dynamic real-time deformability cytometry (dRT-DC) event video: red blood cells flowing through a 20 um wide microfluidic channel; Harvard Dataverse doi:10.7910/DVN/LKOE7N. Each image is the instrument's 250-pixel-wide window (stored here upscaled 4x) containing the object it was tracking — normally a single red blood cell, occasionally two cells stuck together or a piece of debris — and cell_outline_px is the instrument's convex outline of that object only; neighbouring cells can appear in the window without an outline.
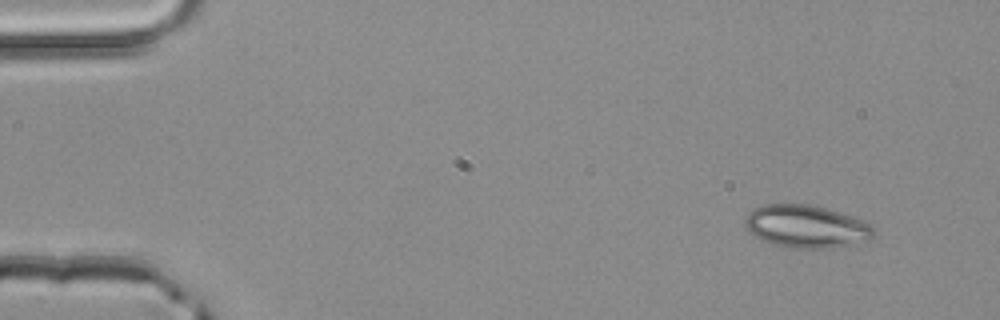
{"species": "common noctule bat (a hibernating species)", "species_latin": "Nyctalus noctula", "temperature_condition": "room temperature", "stored_images_in_passage": 3, "camera_frame_rate_fps": 3000, "um_per_image_px": 0.085, "animal": {"sex": "male", "body_mass_g": 20.4}, "frame": {"image": 1, "passage_image": 1, "time_ms": 0.0, "image_size_px": [1000, 320], "cell_outline_px": [[876, 236], [868, 240], [832, 248], [788, 248], [768, 244], [760, 240], [744, 224], [744, 220], [748, 212], [752, 208], [764, 204], [808, 204], [824, 208], [864, 220], [876, 228]], "centroid_in_image_um": [68.53, 19.26], "position_along_channel_um": 16.5, "area_um2": 32.31}}